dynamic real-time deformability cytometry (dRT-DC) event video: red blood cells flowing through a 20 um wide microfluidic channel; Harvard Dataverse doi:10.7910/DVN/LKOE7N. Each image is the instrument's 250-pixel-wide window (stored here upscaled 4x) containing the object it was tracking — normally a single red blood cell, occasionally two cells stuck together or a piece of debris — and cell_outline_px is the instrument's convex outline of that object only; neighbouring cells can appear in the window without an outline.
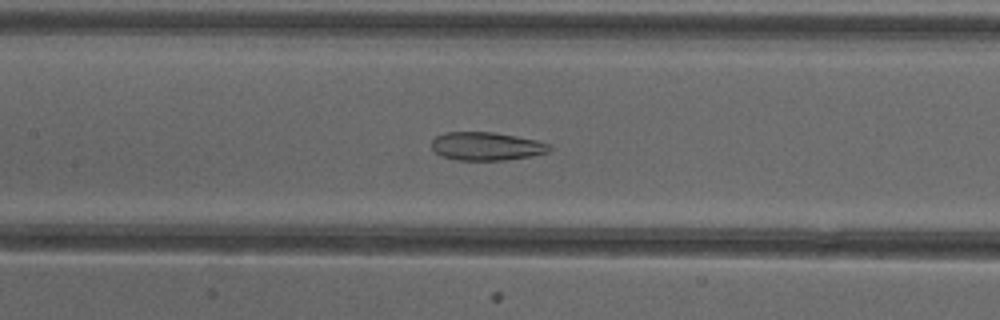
{"species": "common noctule bat (a hibernating species)", "species_latin": "Nyctalus noctula", "temperature_condition": "cold", "stored_images_in_passage": 51, "camera_frame_rate_fps": 3000, "um_per_image_px": 0.085, "animal": {"sex": "female"}, "frame": {"image": 1, "passage_image": 24, "time_ms": 7.667, "image_size_px": [1000, 320], "cell_outline_px": [[552, 148], [548, 152], [532, 156], [504, 160], [456, 160], [440, 156], [432, 148], [432, 140], [436, 136], [444, 132], [492, 132], [516, 136], [536, 140], [552, 144]], "centroid_in_image_um": [41.36, 12.43], "position_along_channel_um": 166.0, "area_um2": 19.54}}
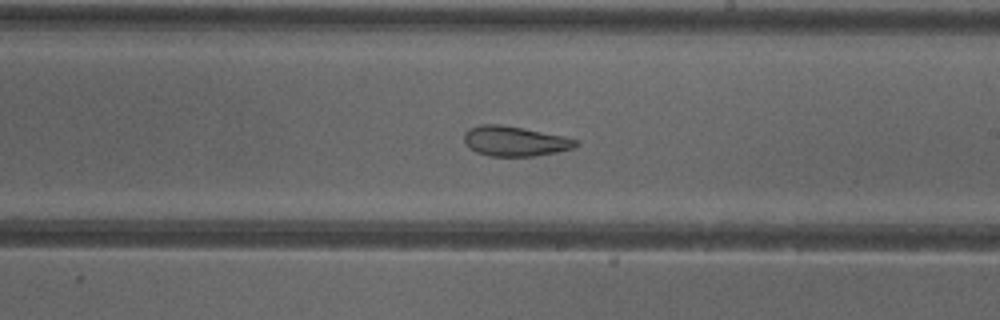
{"frame": {"image": 2, "passage_image": 30, "time_ms": 9.667, "image_size_px": [1000, 320], "cell_outline_px": [[580, 144], [572, 148], [556, 152], [536, 156], [488, 156], [476, 152], [468, 148], [464, 140], [464, 132], [468, 128], [480, 124], [500, 124], [564, 136], [580, 140]], "centroid_in_image_um": [43.74, 12.0], "position_along_channel_um": 245.3, "area_um2": 19.65}}
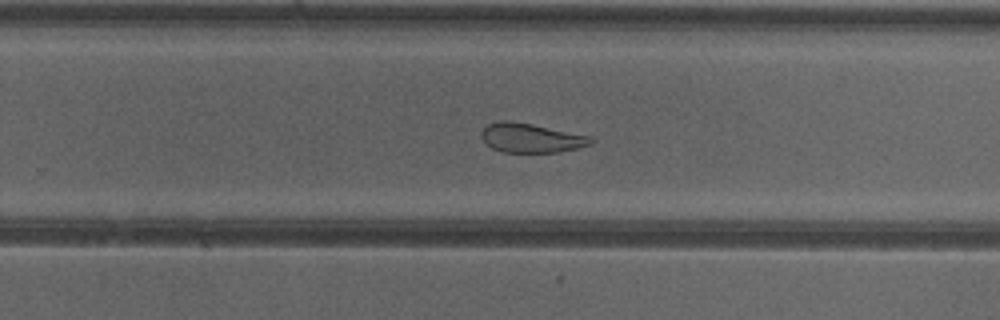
{"frame": {"image": 3, "passage_image": 33, "time_ms": 10.667, "image_size_px": [1000, 320], "cell_outline_px": [[592, 144], [580, 148], [556, 152], [500, 152], [484, 144], [480, 136], [480, 132], [488, 124], [500, 120], [512, 120], [592, 136]], "centroid_in_image_um": [45.1, 11.72], "position_along_channel_um": 284.7, "area_um2": 18.96}, "authors_computed_cell_mechanics": {"area_um2": 25.143, "velocity_mm_per_s": 3.9777, "shape_relaxation_time_tau1_ms": null, "shape_relaxation_time_tau2_ms": 2.2852, "deformation_change_tau1": null, "deformation_change_tau2": 0.1011}}